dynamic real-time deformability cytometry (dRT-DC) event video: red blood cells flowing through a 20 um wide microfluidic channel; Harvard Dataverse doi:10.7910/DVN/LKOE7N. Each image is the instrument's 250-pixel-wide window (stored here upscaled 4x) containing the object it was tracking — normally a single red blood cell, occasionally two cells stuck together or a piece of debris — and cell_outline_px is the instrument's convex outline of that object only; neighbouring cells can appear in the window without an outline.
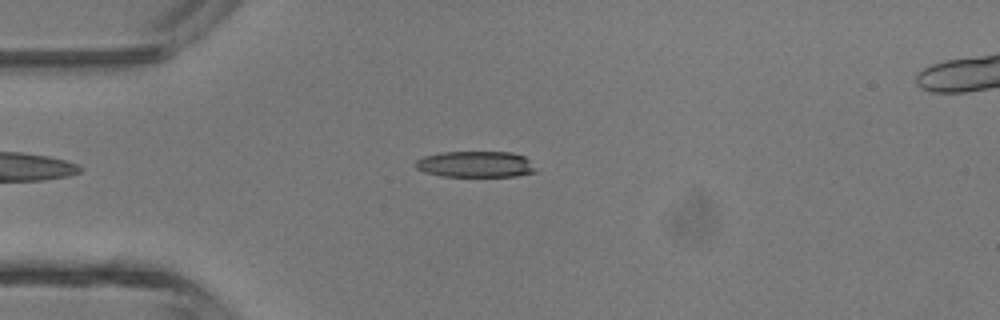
{"species": "common noctule bat (a hibernating species)", "species_latin": "Nyctalus noctula", "temperature_condition": "room temperature", "stored_images_in_passage": 5, "camera_frame_rate_fps": 3000, "um_per_image_px": 0.085, "animal": {"sex": "male", "body_mass_g": 13.3}, "frame": {"image": 1, "passage_image": 4, "time_ms": 3.667, "image_size_px": [1000, 320], "cell_outline_px": [[536, 172], [516, 176], [440, 176], [424, 172], [416, 168], [416, 160], [424, 156], [440, 152], [512, 152], [524, 156], [536, 168]], "centroid_in_image_um": [40.41, 13.96], "position_along_channel_um": 44.6, "area_um2": 18.32}}